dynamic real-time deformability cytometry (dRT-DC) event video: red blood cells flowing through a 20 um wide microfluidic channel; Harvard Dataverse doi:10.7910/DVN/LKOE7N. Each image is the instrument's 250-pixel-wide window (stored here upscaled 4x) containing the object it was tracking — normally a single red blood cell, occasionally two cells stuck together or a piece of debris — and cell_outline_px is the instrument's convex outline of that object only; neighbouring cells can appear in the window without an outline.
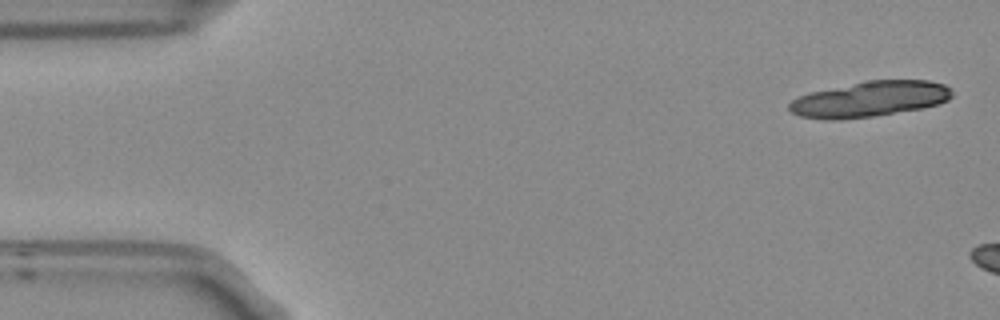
{"species": "Egyptian fruit bat (a non-hibernating species)", "species_latin": "Rousettus aegyptiacus", "temperature_condition": "room temperature", "stored_images_in_passage": 4, "camera_frame_rate_fps": 3000, "um_per_image_px": 0.085, "frame": {"image": 1, "passage_image": 1, "time_ms": 0.0, "image_size_px": [1000, 320], "cell_outline_px": [[952, 96], [948, 100], [940, 104], [924, 108], [872, 116], [840, 120], [828, 120], [800, 116], [792, 112], [788, 108], [788, 104], [792, 100], [800, 96], [812, 92], [864, 80], [928, 80], [944, 84], [952, 92]], "centroid_in_image_um": [73.94, 8.42], "position_along_channel_um": 11.1, "area_um2": 33.76}}